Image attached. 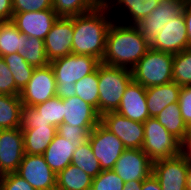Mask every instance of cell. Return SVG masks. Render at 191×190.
Instances as JSON below:
<instances>
[{
  "label": "cell",
  "instance_id": "1",
  "mask_svg": "<svg viewBox=\"0 0 191 190\" xmlns=\"http://www.w3.org/2000/svg\"><path fill=\"white\" fill-rule=\"evenodd\" d=\"M113 20L114 17L104 3L91 12L73 16L72 53L92 56L102 62L107 32Z\"/></svg>",
  "mask_w": 191,
  "mask_h": 190
},
{
  "label": "cell",
  "instance_id": "2",
  "mask_svg": "<svg viewBox=\"0 0 191 190\" xmlns=\"http://www.w3.org/2000/svg\"><path fill=\"white\" fill-rule=\"evenodd\" d=\"M114 18L106 36V51L102 64L132 69L146 54L150 43L135 25Z\"/></svg>",
  "mask_w": 191,
  "mask_h": 190
},
{
  "label": "cell",
  "instance_id": "3",
  "mask_svg": "<svg viewBox=\"0 0 191 190\" xmlns=\"http://www.w3.org/2000/svg\"><path fill=\"white\" fill-rule=\"evenodd\" d=\"M56 80V96L65 99L76 96L75 83L93 73L101 61L88 55L69 54L49 63Z\"/></svg>",
  "mask_w": 191,
  "mask_h": 190
},
{
  "label": "cell",
  "instance_id": "4",
  "mask_svg": "<svg viewBox=\"0 0 191 190\" xmlns=\"http://www.w3.org/2000/svg\"><path fill=\"white\" fill-rule=\"evenodd\" d=\"M99 78V115L116 112L125 88L132 80L131 69L113 67L105 64L98 66Z\"/></svg>",
  "mask_w": 191,
  "mask_h": 190
},
{
  "label": "cell",
  "instance_id": "5",
  "mask_svg": "<svg viewBox=\"0 0 191 190\" xmlns=\"http://www.w3.org/2000/svg\"><path fill=\"white\" fill-rule=\"evenodd\" d=\"M174 54L149 48L131 69L132 79L143 87L163 85L173 81Z\"/></svg>",
  "mask_w": 191,
  "mask_h": 190
},
{
  "label": "cell",
  "instance_id": "6",
  "mask_svg": "<svg viewBox=\"0 0 191 190\" xmlns=\"http://www.w3.org/2000/svg\"><path fill=\"white\" fill-rule=\"evenodd\" d=\"M143 126L145 134L142 150L153 162L181 154L182 142L169 133L156 118H148Z\"/></svg>",
  "mask_w": 191,
  "mask_h": 190
},
{
  "label": "cell",
  "instance_id": "7",
  "mask_svg": "<svg viewBox=\"0 0 191 190\" xmlns=\"http://www.w3.org/2000/svg\"><path fill=\"white\" fill-rule=\"evenodd\" d=\"M88 141L102 171L113 170L115 162L126 149L123 142L101 123L90 132Z\"/></svg>",
  "mask_w": 191,
  "mask_h": 190
},
{
  "label": "cell",
  "instance_id": "8",
  "mask_svg": "<svg viewBox=\"0 0 191 190\" xmlns=\"http://www.w3.org/2000/svg\"><path fill=\"white\" fill-rule=\"evenodd\" d=\"M56 80L50 64L35 68L31 79L20 92L24 106H36L56 96Z\"/></svg>",
  "mask_w": 191,
  "mask_h": 190
},
{
  "label": "cell",
  "instance_id": "9",
  "mask_svg": "<svg viewBox=\"0 0 191 190\" xmlns=\"http://www.w3.org/2000/svg\"><path fill=\"white\" fill-rule=\"evenodd\" d=\"M62 98L55 96L36 106H22L21 129H33L38 126H55L63 123Z\"/></svg>",
  "mask_w": 191,
  "mask_h": 190
},
{
  "label": "cell",
  "instance_id": "10",
  "mask_svg": "<svg viewBox=\"0 0 191 190\" xmlns=\"http://www.w3.org/2000/svg\"><path fill=\"white\" fill-rule=\"evenodd\" d=\"M189 163L180 154L153 162L152 174L162 190H186Z\"/></svg>",
  "mask_w": 191,
  "mask_h": 190
},
{
  "label": "cell",
  "instance_id": "11",
  "mask_svg": "<svg viewBox=\"0 0 191 190\" xmlns=\"http://www.w3.org/2000/svg\"><path fill=\"white\" fill-rule=\"evenodd\" d=\"M186 0H160L159 5L135 26L149 43L164 25L183 13Z\"/></svg>",
  "mask_w": 191,
  "mask_h": 190
},
{
  "label": "cell",
  "instance_id": "12",
  "mask_svg": "<svg viewBox=\"0 0 191 190\" xmlns=\"http://www.w3.org/2000/svg\"><path fill=\"white\" fill-rule=\"evenodd\" d=\"M100 123L117 136L126 149H142L145 134L143 123L133 121L117 112L101 115Z\"/></svg>",
  "mask_w": 191,
  "mask_h": 190
},
{
  "label": "cell",
  "instance_id": "13",
  "mask_svg": "<svg viewBox=\"0 0 191 190\" xmlns=\"http://www.w3.org/2000/svg\"><path fill=\"white\" fill-rule=\"evenodd\" d=\"M16 173L35 190H56L57 175L48 166L43 155L24 154Z\"/></svg>",
  "mask_w": 191,
  "mask_h": 190
},
{
  "label": "cell",
  "instance_id": "14",
  "mask_svg": "<svg viewBox=\"0 0 191 190\" xmlns=\"http://www.w3.org/2000/svg\"><path fill=\"white\" fill-rule=\"evenodd\" d=\"M153 161L142 149H125L115 162L113 171L124 183L143 181L152 174Z\"/></svg>",
  "mask_w": 191,
  "mask_h": 190
},
{
  "label": "cell",
  "instance_id": "15",
  "mask_svg": "<svg viewBox=\"0 0 191 190\" xmlns=\"http://www.w3.org/2000/svg\"><path fill=\"white\" fill-rule=\"evenodd\" d=\"M73 16L59 17L44 39L49 62L72 53Z\"/></svg>",
  "mask_w": 191,
  "mask_h": 190
},
{
  "label": "cell",
  "instance_id": "16",
  "mask_svg": "<svg viewBox=\"0 0 191 190\" xmlns=\"http://www.w3.org/2000/svg\"><path fill=\"white\" fill-rule=\"evenodd\" d=\"M150 48L171 54H177L189 48L183 13L159 29L155 39L150 42Z\"/></svg>",
  "mask_w": 191,
  "mask_h": 190
},
{
  "label": "cell",
  "instance_id": "17",
  "mask_svg": "<svg viewBox=\"0 0 191 190\" xmlns=\"http://www.w3.org/2000/svg\"><path fill=\"white\" fill-rule=\"evenodd\" d=\"M25 154L21 128L0 129V171L17 172Z\"/></svg>",
  "mask_w": 191,
  "mask_h": 190
},
{
  "label": "cell",
  "instance_id": "18",
  "mask_svg": "<svg viewBox=\"0 0 191 190\" xmlns=\"http://www.w3.org/2000/svg\"><path fill=\"white\" fill-rule=\"evenodd\" d=\"M58 18L59 16L51 8L42 11L13 13L12 22L27 37L44 40Z\"/></svg>",
  "mask_w": 191,
  "mask_h": 190
},
{
  "label": "cell",
  "instance_id": "19",
  "mask_svg": "<svg viewBox=\"0 0 191 190\" xmlns=\"http://www.w3.org/2000/svg\"><path fill=\"white\" fill-rule=\"evenodd\" d=\"M116 112L133 121L144 123L150 118L146 102V88L132 79L125 88Z\"/></svg>",
  "mask_w": 191,
  "mask_h": 190
},
{
  "label": "cell",
  "instance_id": "20",
  "mask_svg": "<svg viewBox=\"0 0 191 190\" xmlns=\"http://www.w3.org/2000/svg\"><path fill=\"white\" fill-rule=\"evenodd\" d=\"M63 123L74 127H95L100 123L101 116L91 104L83 101L78 96L62 99Z\"/></svg>",
  "mask_w": 191,
  "mask_h": 190
},
{
  "label": "cell",
  "instance_id": "21",
  "mask_svg": "<svg viewBox=\"0 0 191 190\" xmlns=\"http://www.w3.org/2000/svg\"><path fill=\"white\" fill-rule=\"evenodd\" d=\"M85 142H71L58 133L43 153L46 163L57 175L71 164L73 153L77 147Z\"/></svg>",
  "mask_w": 191,
  "mask_h": 190
},
{
  "label": "cell",
  "instance_id": "22",
  "mask_svg": "<svg viewBox=\"0 0 191 190\" xmlns=\"http://www.w3.org/2000/svg\"><path fill=\"white\" fill-rule=\"evenodd\" d=\"M181 86L169 83L146 88V102L150 117H156L169 104L178 102Z\"/></svg>",
  "mask_w": 191,
  "mask_h": 190
},
{
  "label": "cell",
  "instance_id": "23",
  "mask_svg": "<svg viewBox=\"0 0 191 190\" xmlns=\"http://www.w3.org/2000/svg\"><path fill=\"white\" fill-rule=\"evenodd\" d=\"M159 2L160 0H105L103 3L109 8L110 12H113V7H116L121 8L123 14L126 13V17L124 16V18H127V22L123 20L121 23L136 25L148 16L159 5Z\"/></svg>",
  "mask_w": 191,
  "mask_h": 190
},
{
  "label": "cell",
  "instance_id": "24",
  "mask_svg": "<svg viewBox=\"0 0 191 190\" xmlns=\"http://www.w3.org/2000/svg\"><path fill=\"white\" fill-rule=\"evenodd\" d=\"M21 130L23 133L25 154L30 155H43L57 133L55 126H38L33 129Z\"/></svg>",
  "mask_w": 191,
  "mask_h": 190
},
{
  "label": "cell",
  "instance_id": "25",
  "mask_svg": "<svg viewBox=\"0 0 191 190\" xmlns=\"http://www.w3.org/2000/svg\"><path fill=\"white\" fill-rule=\"evenodd\" d=\"M169 133L183 142L191 132L182 118L179 102L169 104L155 117Z\"/></svg>",
  "mask_w": 191,
  "mask_h": 190
},
{
  "label": "cell",
  "instance_id": "26",
  "mask_svg": "<svg viewBox=\"0 0 191 190\" xmlns=\"http://www.w3.org/2000/svg\"><path fill=\"white\" fill-rule=\"evenodd\" d=\"M93 178L77 166L70 164L57 174L56 190H88Z\"/></svg>",
  "mask_w": 191,
  "mask_h": 190
},
{
  "label": "cell",
  "instance_id": "27",
  "mask_svg": "<svg viewBox=\"0 0 191 190\" xmlns=\"http://www.w3.org/2000/svg\"><path fill=\"white\" fill-rule=\"evenodd\" d=\"M22 102L17 95H0V129L21 128Z\"/></svg>",
  "mask_w": 191,
  "mask_h": 190
},
{
  "label": "cell",
  "instance_id": "28",
  "mask_svg": "<svg viewBox=\"0 0 191 190\" xmlns=\"http://www.w3.org/2000/svg\"><path fill=\"white\" fill-rule=\"evenodd\" d=\"M23 45L21 33L12 21L0 22V56L19 52Z\"/></svg>",
  "mask_w": 191,
  "mask_h": 190
},
{
  "label": "cell",
  "instance_id": "29",
  "mask_svg": "<svg viewBox=\"0 0 191 190\" xmlns=\"http://www.w3.org/2000/svg\"><path fill=\"white\" fill-rule=\"evenodd\" d=\"M102 0H53V10L59 17H72L95 10Z\"/></svg>",
  "mask_w": 191,
  "mask_h": 190
},
{
  "label": "cell",
  "instance_id": "30",
  "mask_svg": "<svg viewBox=\"0 0 191 190\" xmlns=\"http://www.w3.org/2000/svg\"><path fill=\"white\" fill-rule=\"evenodd\" d=\"M24 47L18 52L31 66L38 68L47 66L50 62L46 57L44 40L27 37L23 34Z\"/></svg>",
  "mask_w": 191,
  "mask_h": 190
},
{
  "label": "cell",
  "instance_id": "31",
  "mask_svg": "<svg viewBox=\"0 0 191 190\" xmlns=\"http://www.w3.org/2000/svg\"><path fill=\"white\" fill-rule=\"evenodd\" d=\"M5 63L12 72L16 87L22 91L31 79L35 67L31 66L21 54L14 53L3 56Z\"/></svg>",
  "mask_w": 191,
  "mask_h": 190
},
{
  "label": "cell",
  "instance_id": "32",
  "mask_svg": "<svg viewBox=\"0 0 191 190\" xmlns=\"http://www.w3.org/2000/svg\"><path fill=\"white\" fill-rule=\"evenodd\" d=\"M71 164L77 166L92 178L102 171L98 159L94 156L90 142L82 143L73 153Z\"/></svg>",
  "mask_w": 191,
  "mask_h": 190
},
{
  "label": "cell",
  "instance_id": "33",
  "mask_svg": "<svg viewBox=\"0 0 191 190\" xmlns=\"http://www.w3.org/2000/svg\"><path fill=\"white\" fill-rule=\"evenodd\" d=\"M76 96L94 106L99 113L98 68L75 83Z\"/></svg>",
  "mask_w": 191,
  "mask_h": 190
},
{
  "label": "cell",
  "instance_id": "34",
  "mask_svg": "<svg viewBox=\"0 0 191 190\" xmlns=\"http://www.w3.org/2000/svg\"><path fill=\"white\" fill-rule=\"evenodd\" d=\"M173 82L179 86H191V47L174 54Z\"/></svg>",
  "mask_w": 191,
  "mask_h": 190
},
{
  "label": "cell",
  "instance_id": "35",
  "mask_svg": "<svg viewBox=\"0 0 191 190\" xmlns=\"http://www.w3.org/2000/svg\"><path fill=\"white\" fill-rule=\"evenodd\" d=\"M125 183L123 180L113 171L104 170L92 180L93 190H123Z\"/></svg>",
  "mask_w": 191,
  "mask_h": 190
},
{
  "label": "cell",
  "instance_id": "36",
  "mask_svg": "<svg viewBox=\"0 0 191 190\" xmlns=\"http://www.w3.org/2000/svg\"><path fill=\"white\" fill-rule=\"evenodd\" d=\"M95 127H77L62 123L57 127V133L71 142H87L90 132Z\"/></svg>",
  "mask_w": 191,
  "mask_h": 190
},
{
  "label": "cell",
  "instance_id": "37",
  "mask_svg": "<svg viewBox=\"0 0 191 190\" xmlns=\"http://www.w3.org/2000/svg\"><path fill=\"white\" fill-rule=\"evenodd\" d=\"M16 87L12 72L9 70L2 56H0V95H20Z\"/></svg>",
  "mask_w": 191,
  "mask_h": 190
},
{
  "label": "cell",
  "instance_id": "38",
  "mask_svg": "<svg viewBox=\"0 0 191 190\" xmlns=\"http://www.w3.org/2000/svg\"><path fill=\"white\" fill-rule=\"evenodd\" d=\"M13 13L42 11L53 8V0H12Z\"/></svg>",
  "mask_w": 191,
  "mask_h": 190
},
{
  "label": "cell",
  "instance_id": "39",
  "mask_svg": "<svg viewBox=\"0 0 191 190\" xmlns=\"http://www.w3.org/2000/svg\"><path fill=\"white\" fill-rule=\"evenodd\" d=\"M0 190H35L25 179L16 172L4 174Z\"/></svg>",
  "mask_w": 191,
  "mask_h": 190
},
{
  "label": "cell",
  "instance_id": "40",
  "mask_svg": "<svg viewBox=\"0 0 191 190\" xmlns=\"http://www.w3.org/2000/svg\"><path fill=\"white\" fill-rule=\"evenodd\" d=\"M178 102L182 118L191 129V86H181Z\"/></svg>",
  "mask_w": 191,
  "mask_h": 190
},
{
  "label": "cell",
  "instance_id": "41",
  "mask_svg": "<svg viewBox=\"0 0 191 190\" xmlns=\"http://www.w3.org/2000/svg\"><path fill=\"white\" fill-rule=\"evenodd\" d=\"M12 0H0V22L12 21Z\"/></svg>",
  "mask_w": 191,
  "mask_h": 190
},
{
  "label": "cell",
  "instance_id": "42",
  "mask_svg": "<svg viewBox=\"0 0 191 190\" xmlns=\"http://www.w3.org/2000/svg\"><path fill=\"white\" fill-rule=\"evenodd\" d=\"M183 14L186 24L187 36L189 39V47H191V0H186L183 8Z\"/></svg>",
  "mask_w": 191,
  "mask_h": 190
},
{
  "label": "cell",
  "instance_id": "43",
  "mask_svg": "<svg viewBox=\"0 0 191 190\" xmlns=\"http://www.w3.org/2000/svg\"><path fill=\"white\" fill-rule=\"evenodd\" d=\"M142 190H162L158 180L153 174L143 180Z\"/></svg>",
  "mask_w": 191,
  "mask_h": 190
},
{
  "label": "cell",
  "instance_id": "44",
  "mask_svg": "<svg viewBox=\"0 0 191 190\" xmlns=\"http://www.w3.org/2000/svg\"><path fill=\"white\" fill-rule=\"evenodd\" d=\"M181 154L185 157L189 165L191 166V132L182 142Z\"/></svg>",
  "mask_w": 191,
  "mask_h": 190
},
{
  "label": "cell",
  "instance_id": "45",
  "mask_svg": "<svg viewBox=\"0 0 191 190\" xmlns=\"http://www.w3.org/2000/svg\"><path fill=\"white\" fill-rule=\"evenodd\" d=\"M142 182L143 181H129L124 185L123 190H142Z\"/></svg>",
  "mask_w": 191,
  "mask_h": 190
},
{
  "label": "cell",
  "instance_id": "46",
  "mask_svg": "<svg viewBox=\"0 0 191 190\" xmlns=\"http://www.w3.org/2000/svg\"><path fill=\"white\" fill-rule=\"evenodd\" d=\"M186 190H191V166L189 167Z\"/></svg>",
  "mask_w": 191,
  "mask_h": 190
},
{
  "label": "cell",
  "instance_id": "47",
  "mask_svg": "<svg viewBox=\"0 0 191 190\" xmlns=\"http://www.w3.org/2000/svg\"><path fill=\"white\" fill-rule=\"evenodd\" d=\"M3 175H4V174L0 171V184H1V182H2Z\"/></svg>",
  "mask_w": 191,
  "mask_h": 190
}]
</instances>
